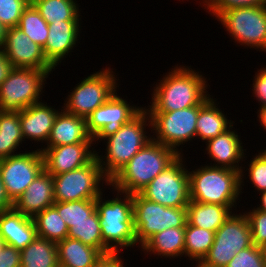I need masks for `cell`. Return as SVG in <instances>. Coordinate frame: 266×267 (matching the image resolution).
<instances>
[{"instance_id": "cell-49", "label": "cell", "mask_w": 266, "mask_h": 267, "mask_svg": "<svg viewBox=\"0 0 266 267\" xmlns=\"http://www.w3.org/2000/svg\"><path fill=\"white\" fill-rule=\"evenodd\" d=\"M180 1V0H179ZM183 1V0H182ZM187 1V0H186ZM210 2V0H200V5L202 6V7H206L207 6V4Z\"/></svg>"}, {"instance_id": "cell-37", "label": "cell", "mask_w": 266, "mask_h": 267, "mask_svg": "<svg viewBox=\"0 0 266 267\" xmlns=\"http://www.w3.org/2000/svg\"><path fill=\"white\" fill-rule=\"evenodd\" d=\"M31 0H0V21L7 28L17 27Z\"/></svg>"}, {"instance_id": "cell-16", "label": "cell", "mask_w": 266, "mask_h": 267, "mask_svg": "<svg viewBox=\"0 0 266 267\" xmlns=\"http://www.w3.org/2000/svg\"><path fill=\"white\" fill-rule=\"evenodd\" d=\"M3 49L13 68L55 70L45 58L42 47L18 27L7 28Z\"/></svg>"}, {"instance_id": "cell-18", "label": "cell", "mask_w": 266, "mask_h": 267, "mask_svg": "<svg viewBox=\"0 0 266 267\" xmlns=\"http://www.w3.org/2000/svg\"><path fill=\"white\" fill-rule=\"evenodd\" d=\"M233 126L234 124L224 133L207 140L204 154L212 160L208 163L211 166L241 171L242 162L247 160L245 158L247 149H244L241 135H238V131L234 130Z\"/></svg>"}, {"instance_id": "cell-11", "label": "cell", "mask_w": 266, "mask_h": 267, "mask_svg": "<svg viewBox=\"0 0 266 267\" xmlns=\"http://www.w3.org/2000/svg\"><path fill=\"white\" fill-rule=\"evenodd\" d=\"M136 242L141 248L153 235L171 227H186L187 209L166 207L133 194Z\"/></svg>"}, {"instance_id": "cell-53", "label": "cell", "mask_w": 266, "mask_h": 267, "mask_svg": "<svg viewBox=\"0 0 266 267\" xmlns=\"http://www.w3.org/2000/svg\"><path fill=\"white\" fill-rule=\"evenodd\" d=\"M260 151L266 156V149L265 150L261 149Z\"/></svg>"}, {"instance_id": "cell-4", "label": "cell", "mask_w": 266, "mask_h": 267, "mask_svg": "<svg viewBox=\"0 0 266 267\" xmlns=\"http://www.w3.org/2000/svg\"><path fill=\"white\" fill-rule=\"evenodd\" d=\"M179 156L173 148L152 139L110 180L108 189L139 193Z\"/></svg>"}, {"instance_id": "cell-32", "label": "cell", "mask_w": 266, "mask_h": 267, "mask_svg": "<svg viewBox=\"0 0 266 267\" xmlns=\"http://www.w3.org/2000/svg\"><path fill=\"white\" fill-rule=\"evenodd\" d=\"M215 232L190 225L185 227L184 257L189 261L202 262L213 245Z\"/></svg>"}, {"instance_id": "cell-48", "label": "cell", "mask_w": 266, "mask_h": 267, "mask_svg": "<svg viewBox=\"0 0 266 267\" xmlns=\"http://www.w3.org/2000/svg\"><path fill=\"white\" fill-rule=\"evenodd\" d=\"M7 27L0 21V47L3 48L6 40Z\"/></svg>"}, {"instance_id": "cell-40", "label": "cell", "mask_w": 266, "mask_h": 267, "mask_svg": "<svg viewBox=\"0 0 266 267\" xmlns=\"http://www.w3.org/2000/svg\"><path fill=\"white\" fill-rule=\"evenodd\" d=\"M266 4V0H210L204 8L208 14L217 17L222 11L234 7L257 6Z\"/></svg>"}, {"instance_id": "cell-9", "label": "cell", "mask_w": 266, "mask_h": 267, "mask_svg": "<svg viewBox=\"0 0 266 267\" xmlns=\"http://www.w3.org/2000/svg\"><path fill=\"white\" fill-rule=\"evenodd\" d=\"M211 96L209 95L200 105L186 109L172 112H148L151 119L152 139L184 155L182 145H186L192 139L196 140L199 110L211 99Z\"/></svg>"}, {"instance_id": "cell-14", "label": "cell", "mask_w": 266, "mask_h": 267, "mask_svg": "<svg viewBox=\"0 0 266 267\" xmlns=\"http://www.w3.org/2000/svg\"><path fill=\"white\" fill-rule=\"evenodd\" d=\"M43 170L44 159L38 147L0 159V177L10 200L14 203Z\"/></svg>"}, {"instance_id": "cell-42", "label": "cell", "mask_w": 266, "mask_h": 267, "mask_svg": "<svg viewBox=\"0 0 266 267\" xmlns=\"http://www.w3.org/2000/svg\"><path fill=\"white\" fill-rule=\"evenodd\" d=\"M20 251L5 245L0 252V267H20Z\"/></svg>"}, {"instance_id": "cell-41", "label": "cell", "mask_w": 266, "mask_h": 267, "mask_svg": "<svg viewBox=\"0 0 266 267\" xmlns=\"http://www.w3.org/2000/svg\"><path fill=\"white\" fill-rule=\"evenodd\" d=\"M252 82L253 97L256 98L260 107L266 106V65L257 70Z\"/></svg>"}, {"instance_id": "cell-27", "label": "cell", "mask_w": 266, "mask_h": 267, "mask_svg": "<svg viewBox=\"0 0 266 267\" xmlns=\"http://www.w3.org/2000/svg\"><path fill=\"white\" fill-rule=\"evenodd\" d=\"M187 222L195 227H200L216 232L233 213L223 205L200 203L190 200L187 207Z\"/></svg>"}, {"instance_id": "cell-19", "label": "cell", "mask_w": 266, "mask_h": 267, "mask_svg": "<svg viewBox=\"0 0 266 267\" xmlns=\"http://www.w3.org/2000/svg\"><path fill=\"white\" fill-rule=\"evenodd\" d=\"M81 23L80 20H64L48 24V38L42 50L45 58L54 68L58 67L57 65H60L80 43Z\"/></svg>"}, {"instance_id": "cell-12", "label": "cell", "mask_w": 266, "mask_h": 267, "mask_svg": "<svg viewBox=\"0 0 266 267\" xmlns=\"http://www.w3.org/2000/svg\"><path fill=\"white\" fill-rule=\"evenodd\" d=\"M185 156L180 155L171 165L157 175L139 194L166 207H187L190 201L189 173Z\"/></svg>"}, {"instance_id": "cell-26", "label": "cell", "mask_w": 266, "mask_h": 267, "mask_svg": "<svg viewBox=\"0 0 266 267\" xmlns=\"http://www.w3.org/2000/svg\"><path fill=\"white\" fill-rule=\"evenodd\" d=\"M58 264L64 267H94L102 253L70 237L56 243Z\"/></svg>"}, {"instance_id": "cell-21", "label": "cell", "mask_w": 266, "mask_h": 267, "mask_svg": "<svg viewBox=\"0 0 266 267\" xmlns=\"http://www.w3.org/2000/svg\"><path fill=\"white\" fill-rule=\"evenodd\" d=\"M54 203L53 176L44 169L25 192L16 199L13 208L21 214L33 218Z\"/></svg>"}, {"instance_id": "cell-50", "label": "cell", "mask_w": 266, "mask_h": 267, "mask_svg": "<svg viewBox=\"0 0 266 267\" xmlns=\"http://www.w3.org/2000/svg\"><path fill=\"white\" fill-rule=\"evenodd\" d=\"M6 245L5 240L3 237L0 235V252L3 249V247Z\"/></svg>"}, {"instance_id": "cell-44", "label": "cell", "mask_w": 266, "mask_h": 267, "mask_svg": "<svg viewBox=\"0 0 266 267\" xmlns=\"http://www.w3.org/2000/svg\"><path fill=\"white\" fill-rule=\"evenodd\" d=\"M13 69V65L5 55L4 49L0 47V85L8 77Z\"/></svg>"}, {"instance_id": "cell-7", "label": "cell", "mask_w": 266, "mask_h": 267, "mask_svg": "<svg viewBox=\"0 0 266 267\" xmlns=\"http://www.w3.org/2000/svg\"><path fill=\"white\" fill-rule=\"evenodd\" d=\"M113 68L103 67L83 78L65 99L61 107L67 113L87 118L96 108L103 105L119 89L118 76ZM117 77V78H116Z\"/></svg>"}, {"instance_id": "cell-13", "label": "cell", "mask_w": 266, "mask_h": 267, "mask_svg": "<svg viewBox=\"0 0 266 267\" xmlns=\"http://www.w3.org/2000/svg\"><path fill=\"white\" fill-rule=\"evenodd\" d=\"M252 245L250 224L243 210L233 212L215 232L213 245L202 263L210 267H225L243 249Z\"/></svg>"}, {"instance_id": "cell-38", "label": "cell", "mask_w": 266, "mask_h": 267, "mask_svg": "<svg viewBox=\"0 0 266 267\" xmlns=\"http://www.w3.org/2000/svg\"><path fill=\"white\" fill-rule=\"evenodd\" d=\"M225 267H266L262 247L252 244L236 253Z\"/></svg>"}, {"instance_id": "cell-35", "label": "cell", "mask_w": 266, "mask_h": 267, "mask_svg": "<svg viewBox=\"0 0 266 267\" xmlns=\"http://www.w3.org/2000/svg\"><path fill=\"white\" fill-rule=\"evenodd\" d=\"M53 206L69 229L73 224L87 220L96 211V199L55 202Z\"/></svg>"}, {"instance_id": "cell-3", "label": "cell", "mask_w": 266, "mask_h": 267, "mask_svg": "<svg viewBox=\"0 0 266 267\" xmlns=\"http://www.w3.org/2000/svg\"><path fill=\"white\" fill-rule=\"evenodd\" d=\"M149 128H148V127ZM147 127V128H146ZM150 115L143 108L129 122L123 124L113 135L105 138V154L96 151V158L105 177L110 181L148 142L152 135Z\"/></svg>"}, {"instance_id": "cell-46", "label": "cell", "mask_w": 266, "mask_h": 267, "mask_svg": "<svg viewBox=\"0 0 266 267\" xmlns=\"http://www.w3.org/2000/svg\"><path fill=\"white\" fill-rule=\"evenodd\" d=\"M259 110L257 109V117H258V120L259 123H260V126H262V128H264V130L266 131V106H263V107H258Z\"/></svg>"}, {"instance_id": "cell-36", "label": "cell", "mask_w": 266, "mask_h": 267, "mask_svg": "<svg viewBox=\"0 0 266 267\" xmlns=\"http://www.w3.org/2000/svg\"><path fill=\"white\" fill-rule=\"evenodd\" d=\"M254 155H253V158L250 159L249 163L247 164L248 168L244 166L241 168V171H240V193L241 195L244 189L243 186H245L244 180L247 179L246 178L247 174H248L247 176L249 177L248 179L250 180V184L253 185L251 187L255 188V190H257V193L266 191V156L261 151H259L258 154L256 153Z\"/></svg>"}, {"instance_id": "cell-43", "label": "cell", "mask_w": 266, "mask_h": 267, "mask_svg": "<svg viewBox=\"0 0 266 267\" xmlns=\"http://www.w3.org/2000/svg\"><path fill=\"white\" fill-rule=\"evenodd\" d=\"M121 252H110L102 254L96 261L94 267H124V259L120 254Z\"/></svg>"}, {"instance_id": "cell-15", "label": "cell", "mask_w": 266, "mask_h": 267, "mask_svg": "<svg viewBox=\"0 0 266 267\" xmlns=\"http://www.w3.org/2000/svg\"><path fill=\"white\" fill-rule=\"evenodd\" d=\"M116 91L103 105L96 108L87 118V131L94 145L111 135L134 118L144 107L128 103ZM100 140V141H99ZM99 141V142H98Z\"/></svg>"}, {"instance_id": "cell-25", "label": "cell", "mask_w": 266, "mask_h": 267, "mask_svg": "<svg viewBox=\"0 0 266 267\" xmlns=\"http://www.w3.org/2000/svg\"><path fill=\"white\" fill-rule=\"evenodd\" d=\"M216 98H212L199 110L196 122V138L206 142L228 130L235 122L227 119Z\"/></svg>"}, {"instance_id": "cell-8", "label": "cell", "mask_w": 266, "mask_h": 267, "mask_svg": "<svg viewBox=\"0 0 266 267\" xmlns=\"http://www.w3.org/2000/svg\"><path fill=\"white\" fill-rule=\"evenodd\" d=\"M216 19L239 46L266 52V4L224 10Z\"/></svg>"}, {"instance_id": "cell-31", "label": "cell", "mask_w": 266, "mask_h": 267, "mask_svg": "<svg viewBox=\"0 0 266 267\" xmlns=\"http://www.w3.org/2000/svg\"><path fill=\"white\" fill-rule=\"evenodd\" d=\"M38 237L58 243L67 238L68 227L52 205L33 217Z\"/></svg>"}, {"instance_id": "cell-39", "label": "cell", "mask_w": 266, "mask_h": 267, "mask_svg": "<svg viewBox=\"0 0 266 267\" xmlns=\"http://www.w3.org/2000/svg\"><path fill=\"white\" fill-rule=\"evenodd\" d=\"M250 224L252 244L257 247L266 245V213L256 208L244 211Z\"/></svg>"}, {"instance_id": "cell-51", "label": "cell", "mask_w": 266, "mask_h": 267, "mask_svg": "<svg viewBox=\"0 0 266 267\" xmlns=\"http://www.w3.org/2000/svg\"><path fill=\"white\" fill-rule=\"evenodd\" d=\"M192 266L193 267H210V266L204 265L202 262H197L196 264H193Z\"/></svg>"}, {"instance_id": "cell-30", "label": "cell", "mask_w": 266, "mask_h": 267, "mask_svg": "<svg viewBox=\"0 0 266 267\" xmlns=\"http://www.w3.org/2000/svg\"><path fill=\"white\" fill-rule=\"evenodd\" d=\"M48 23H58L64 20H81L79 4L76 0H31ZM80 17V18H79Z\"/></svg>"}, {"instance_id": "cell-47", "label": "cell", "mask_w": 266, "mask_h": 267, "mask_svg": "<svg viewBox=\"0 0 266 267\" xmlns=\"http://www.w3.org/2000/svg\"><path fill=\"white\" fill-rule=\"evenodd\" d=\"M259 195L261 196L259 197L260 204L257 205V207L255 206L254 208L266 213V191L260 192Z\"/></svg>"}, {"instance_id": "cell-22", "label": "cell", "mask_w": 266, "mask_h": 267, "mask_svg": "<svg viewBox=\"0 0 266 267\" xmlns=\"http://www.w3.org/2000/svg\"><path fill=\"white\" fill-rule=\"evenodd\" d=\"M76 143H94L93 137L87 131L86 118L69 114L59 108L47 143L41 148Z\"/></svg>"}, {"instance_id": "cell-52", "label": "cell", "mask_w": 266, "mask_h": 267, "mask_svg": "<svg viewBox=\"0 0 266 267\" xmlns=\"http://www.w3.org/2000/svg\"><path fill=\"white\" fill-rule=\"evenodd\" d=\"M262 250H263L264 259H265V261H266V245H264V246L262 247Z\"/></svg>"}, {"instance_id": "cell-20", "label": "cell", "mask_w": 266, "mask_h": 267, "mask_svg": "<svg viewBox=\"0 0 266 267\" xmlns=\"http://www.w3.org/2000/svg\"><path fill=\"white\" fill-rule=\"evenodd\" d=\"M58 112L55 106H50L45 101L22 109L19 120L24 142L30 140L37 144H46Z\"/></svg>"}, {"instance_id": "cell-6", "label": "cell", "mask_w": 266, "mask_h": 267, "mask_svg": "<svg viewBox=\"0 0 266 267\" xmlns=\"http://www.w3.org/2000/svg\"><path fill=\"white\" fill-rule=\"evenodd\" d=\"M53 71L13 68L0 85V111L20 112L41 102L46 80Z\"/></svg>"}, {"instance_id": "cell-45", "label": "cell", "mask_w": 266, "mask_h": 267, "mask_svg": "<svg viewBox=\"0 0 266 267\" xmlns=\"http://www.w3.org/2000/svg\"><path fill=\"white\" fill-rule=\"evenodd\" d=\"M13 208V202L8 197L5 186L0 177V212Z\"/></svg>"}, {"instance_id": "cell-23", "label": "cell", "mask_w": 266, "mask_h": 267, "mask_svg": "<svg viewBox=\"0 0 266 267\" xmlns=\"http://www.w3.org/2000/svg\"><path fill=\"white\" fill-rule=\"evenodd\" d=\"M0 235L7 245L23 250L37 236L33 218L14 208L0 212Z\"/></svg>"}, {"instance_id": "cell-10", "label": "cell", "mask_w": 266, "mask_h": 267, "mask_svg": "<svg viewBox=\"0 0 266 267\" xmlns=\"http://www.w3.org/2000/svg\"><path fill=\"white\" fill-rule=\"evenodd\" d=\"M53 182L55 202L97 199L110 184L96 156L80 168L54 175Z\"/></svg>"}, {"instance_id": "cell-1", "label": "cell", "mask_w": 266, "mask_h": 267, "mask_svg": "<svg viewBox=\"0 0 266 267\" xmlns=\"http://www.w3.org/2000/svg\"><path fill=\"white\" fill-rule=\"evenodd\" d=\"M152 90L147 112H172L200 105L210 94L207 77L191 66H172ZM200 73V74H199ZM209 86V87H208Z\"/></svg>"}, {"instance_id": "cell-28", "label": "cell", "mask_w": 266, "mask_h": 267, "mask_svg": "<svg viewBox=\"0 0 266 267\" xmlns=\"http://www.w3.org/2000/svg\"><path fill=\"white\" fill-rule=\"evenodd\" d=\"M20 267H56L58 265L55 242L36 236L20 251Z\"/></svg>"}, {"instance_id": "cell-2", "label": "cell", "mask_w": 266, "mask_h": 267, "mask_svg": "<svg viewBox=\"0 0 266 267\" xmlns=\"http://www.w3.org/2000/svg\"><path fill=\"white\" fill-rule=\"evenodd\" d=\"M111 189L113 192L116 191V197L114 194V198L108 199L103 191L96 199V210L103 240V254L122 253L124 248L139 247L136 242L133 220V194L124 193L112 187Z\"/></svg>"}, {"instance_id": "cell-5", "label": "cell", "mask_w": 266, "mask_h": 267, "mask_svg": "<svg viewBox=\"0 0 266 267\" xmlns=\"http://www.w3.org/2000/svg\"><path fill=\"white\" fill-rule=\"evenodd\" d=\"M190 170L192 169H188L190 200L227 206L236 212L241 201L240 171L209 164Z\"/></svg>"}, {"instance_id": "cell-33", "label": "cell", "mask_w": 266, "mask_h": 267, "mask_svg": "<svg viewBox=\"0 0 266 267\" xmlns=\"http://www.w3.org/2000/svg\"><path fill=\"white\" fill-rule=\"evenodd\" d=\"M20 28L32 42L44 47L48 38V23L41 17L40 12L30 3L20 17Z\"/></svg>"}, {"instance_id": "cell-24", "label": "cell", "mask_w": 266, "mask_h": 267, "mask_svg": "<svg viewBox=\"0 0 266 267\" xmlns=\"http://www.w3.org/2000/svg\"><path fill=\"white\" fill-rule=\"evenodd\" d=\"M184 246L185 227H171L153 235L140 249L150 257L169 260L184 257Z\"/></svg>"}, {"instance_id": "cell-34", "label": "cell", "mask_w": 266, "mask_h": 267, "mask_svg": "<svg viewBox=\"0 0 266 267\" xmlns=\"http://www.w3.org/2000/svg\"><path fill=\"white\" fill-rule=\"evenodd\" d=\"M67 237L78 239L103 254V240L97 210L87 220L73 224V227L68 229Z\"/></svg>"}, {"instance_id": "cell-29", "label": "cell", "mask_w": 266, "mask_h": 267, "mask_svg": "<svg viewBox=\"0 0 266 267\" xmlns=\"http://www.w3.org/2000/svg\"><path fill=\"white\" fill-rule=\"evenodd\" d=\"M22 142L19 112L0 111V159L21 153L17 149Z\"/></svg>"}, {"instance_id": "cell-17", "label": "cell", "mask_w": 266, "mask_h": 267, "mask_svg": "<svg viewBox=\"0 0 266 267\" xmlns=\"http://www.w3.org/2000/svg\"><path fill=\"white\" fill-rule=\"evenodd\" d=\"M93 145L94 143H76L39 148L44 159V169L54 176L80 168L96 156Z\"/></svg>"}]
</instances>
